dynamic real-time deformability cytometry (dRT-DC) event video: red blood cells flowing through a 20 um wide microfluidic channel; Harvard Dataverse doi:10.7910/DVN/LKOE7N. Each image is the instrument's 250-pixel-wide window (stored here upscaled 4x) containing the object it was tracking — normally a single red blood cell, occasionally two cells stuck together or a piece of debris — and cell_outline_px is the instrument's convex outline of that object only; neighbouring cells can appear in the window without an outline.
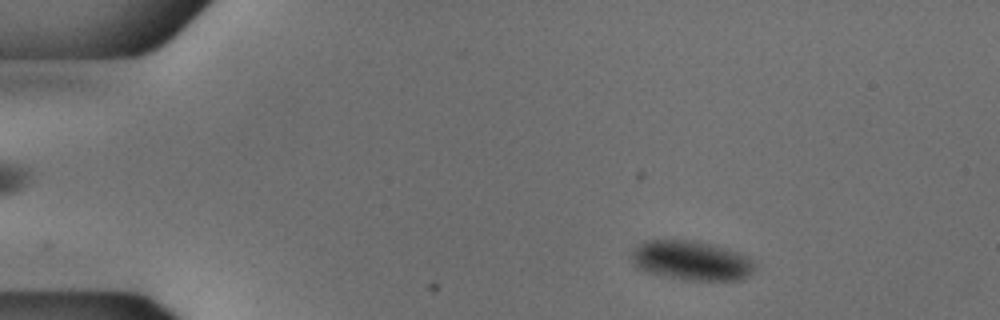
{"species": "common noctule bat (a hibernating species)", "species_latin": "Nyctalus noctula", "temperature_condition": "cold", "stored_images_in_passage": 51, "camera_frame_rate_fps": 3000, "um_per_image_px": 0.085, "animal": {"sex": "male", "body_mass_g": 18.8}, "frame": {"image": 1, "passage_image": 6, "time_ms": 1.667, "image_size_px": [1000, 320], "cell_outline_px": [[756, 268], [748, 276], [740, 280], [692, 280], [644, 272], [636, 268], [632, 260], [632, 252], [636, 244], [644, 240], [688, 240], [712, 244], [740, 252], [756, 260]], "centroid_in_image_um": [58.79, 22.14], "position_along_channel_um": 26.2, "area_um2": 28.67}}
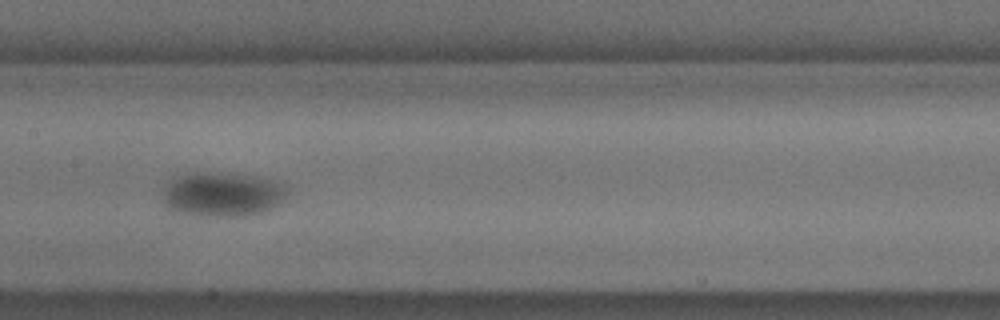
{"frame": {"image": 2, "passage_image": 25, "time_ms": 8.0, "image_size_px": [1000, 320], "cell_outline_px": [[288, 192], [284, 200], [280, 204], [268, 212], [244, 216], [216, 216], [180, 212], [168, 208], [164, 204], [160, 188], [172, 180], [180, 176], [204, 172], [256, 176], [280, 180], [288, 184]], "centroid_in_image_um": [19.0, 16.52], "position_along_channel_um": 188.4, "area_um2": 32.66}}
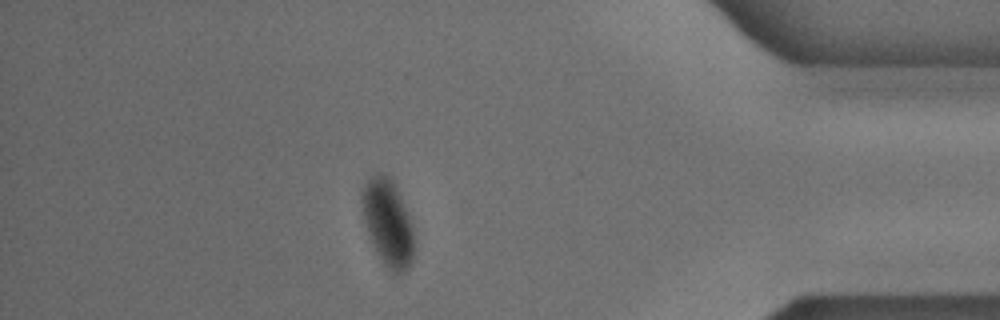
{"frame": {"image": 3, "passage_image": 45, "time_ms": 14.667, "image_size_px": [1000, 320], "cell_outline_px": [[416, 248], [412, 260], [408, 268], [400, 276], [396, 276], [384, 264], [372, 244], [364, 220], [360, 204], [360, 196], [368, 180], [372, 176], [380, 172], [388, 176], [396, 184], [408, 212], [412, 224]], "centroid_in_image_um": [33.0, 18.96], "position_along_channel_um": 402.2, "area_um2": 26.82}}